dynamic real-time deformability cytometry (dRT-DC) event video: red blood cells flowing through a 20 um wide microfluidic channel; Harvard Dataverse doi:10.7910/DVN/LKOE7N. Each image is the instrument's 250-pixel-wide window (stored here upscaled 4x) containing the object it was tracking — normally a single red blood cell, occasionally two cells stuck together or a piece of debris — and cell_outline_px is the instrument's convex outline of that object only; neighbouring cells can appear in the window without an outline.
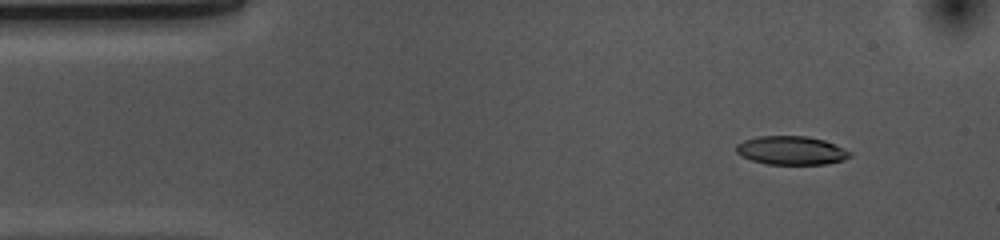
{"species": "common noctule bat (a hibernating species)", "species_latin": "Nyctalus noctula", "temperature_condition": "cold", "stored_images_in_passage": 44, "camera_frame_rate_fps": 3000, "um_per_image_px": 0.085, "animal": {"sex": "female", "body_mass_g": 10.0, "forearm_length_mm": 53.1}, "frame": {"image": 1, "passage_image": 1, "time_ms": 0.0, "image_size_px": [1000, 240], "cell_outline_px": [[852, 156], [844, 160], [824, 164], [768, 164], [752, 160], [740, 156], [736, 152], [736, 144], [744, 140], [760, 136], [808, 136], [824, 140], [852, 152]], "centroid_in_image_um": [67.25, 12.79], "position_along_channel_um": 17.7, "area_um2": 18.96}}
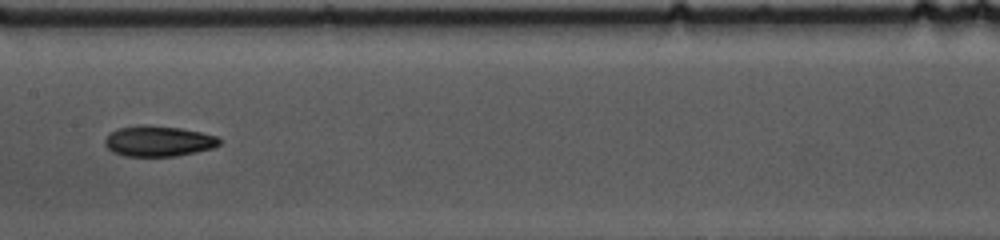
{"frame": {"image": 2, "passage_image": 21, "time_ms": 6.667, "image_size_px": [1000, 240], "cell_outline_px": [[220, 144], [212, 148], [196, 152], [176, 156], [124, 156], [112, 152], [104, 144], [104, 140], [112, 132], [120, 128], [180, 128], [200, 132], [216, 136], [220, 140]], "centroid_in_image_um": [13.5, 12.06], "position_along_channel_um": 193.9, "area_um2": 19.42}}
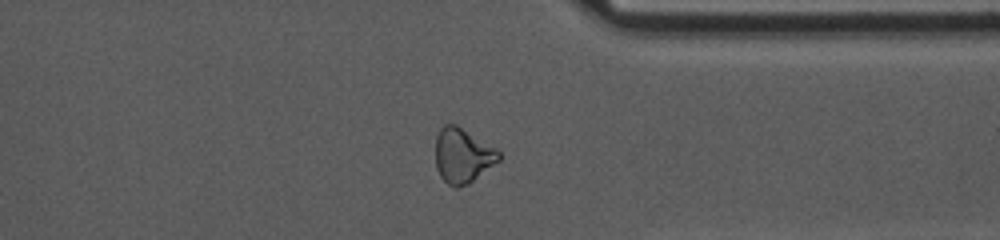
{"frame": {"image": 3, "passage_image": 36, "time_ms": 11.667, "image_size_px": [1000, 240], "cell_outline_px": [[500, 160], [468, 184], [456, 188], [448, 184], [440, 176], [436, 168], [436, 136], [440, 128], [444, 124], [456, 124], [496, 148], [500, 152]], "centroid_in_image_um": [39.31, 13.22], "position_along_channel_um": 372.1, "area_um2": 20.17}}